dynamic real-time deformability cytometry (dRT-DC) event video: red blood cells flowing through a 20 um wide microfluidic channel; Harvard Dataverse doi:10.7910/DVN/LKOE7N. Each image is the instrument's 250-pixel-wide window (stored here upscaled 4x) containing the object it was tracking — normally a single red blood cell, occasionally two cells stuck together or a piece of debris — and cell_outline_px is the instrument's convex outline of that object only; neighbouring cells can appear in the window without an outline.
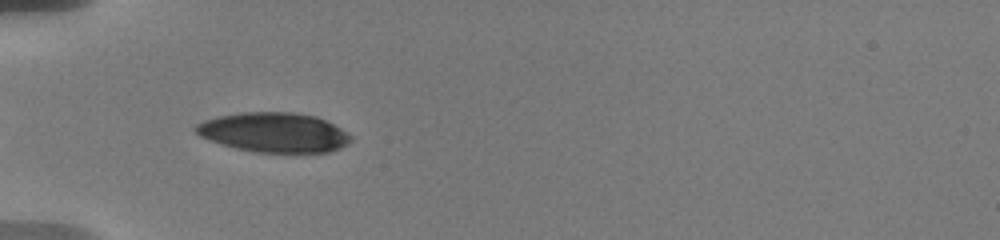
{"species": "human", "species_latin": "Homo sapiens", "temperature_condition": "warm", "stored_images_in_passage": 9, "segment_of_instrument_passage": [2, 2], "camera_frame_rate_fps": 3000, "um_per_image_px": 0.085, "donor": {"sex": "male"}, "frame": {"image": 1, "passage_image": 7, "time_ms": 5.333, "image_size_px": [1000, 240], "cell_outline_px": [[352, 140], [340, 148], [328, 152], [256, 152], [236, 148], [220, 144], [200, 136], [192, 128], [196, 124], [204, 120], [216, 116], [240, 112], [292, 112], [316, 116], [340, 128], [352, 136]], "centroid_in_image_um": [23.25, 11.25], "position_along_channel_um": 61.8, "area_um2": 35.84}}
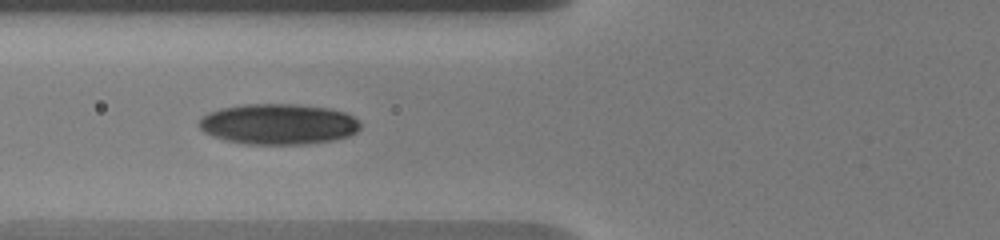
{"frame": {"image": 2, "passage_image": 8, "time_ms": 6.667, "image_size_px": [1000, 240], "cell_outline_px": [[360, 128], [356, 132], [348, 136], [336, 140], [308, 144], [244, 144], [224, 140], [212, 136], [204, 132], [196, 124], [208, 112], [220, 108], [244, 104], [296, 104], [332, 108], [344, 112], [360, 120]], "centroid_in_image_um": [23.67, 10.55], "position_along_channel_um": 102.1, "area_um2": 38.67}}
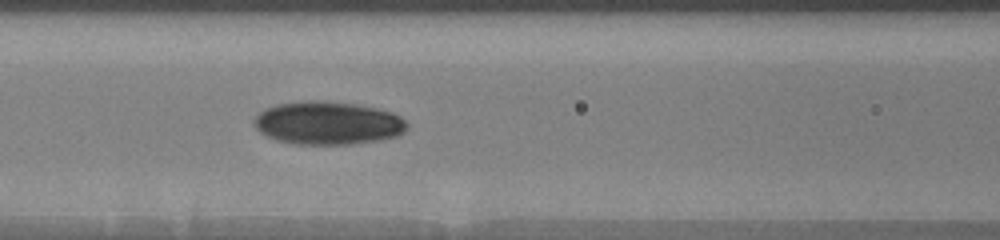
{"frame": {"image": 3, "passage_image": 9, "time_ms": 7.667, "image_size_px": [1000, 240], "cell_outline_px": [[408, 124], [404, 132], [396, 136], [380, 140], [348, 144], [296, 144], [276, 140], [260, 132], [252, 124], [252, 120], [264, 108], [276, 104], [308, 100], [316, 100], [356, 104], [376, 108], [392, 112], [400, 116]], "centroid_in_image_um": [27.84, 10.45], "position_along_channel_um": 138.8, "area_um2": 38.49}}